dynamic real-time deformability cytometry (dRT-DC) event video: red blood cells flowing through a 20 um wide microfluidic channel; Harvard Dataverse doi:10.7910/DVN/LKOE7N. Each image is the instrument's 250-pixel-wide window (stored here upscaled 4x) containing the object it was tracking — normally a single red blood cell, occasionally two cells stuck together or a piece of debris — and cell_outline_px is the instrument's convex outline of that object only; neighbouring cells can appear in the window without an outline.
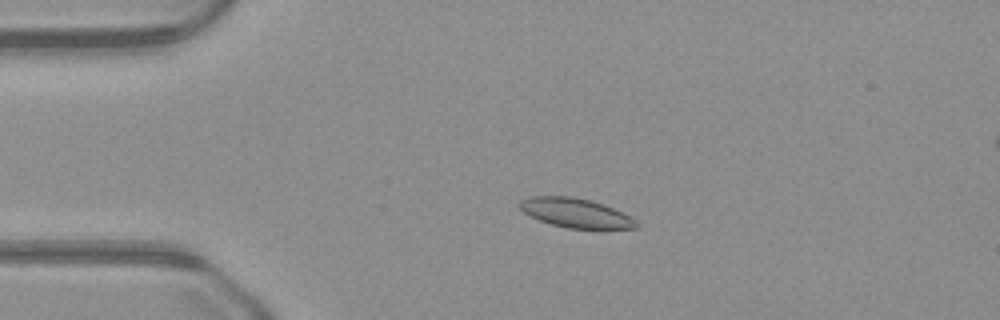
{"species": "common noctule bat (a hibernating species)", "species_latin": "Nyctalus noctula", "temperature_condition": "warm", "stored_images_in_passage": 51, "camera_frame_rate_fps": 3000, "um_per_image_px": 0.085, "animal": {"sex": "male", "body_mass_g": 23.1, "forearm_length_mm": 52.7}, "frame": {"image": 1, "passage_image": 12, "time_ms": 3.667, "image_size_px": [1000, 320], "cell_outline_px": [[640, 224], [636, 228], [568, 228], [552, 224], [540, 220], [524, 212], [516, 204], [520, 200], [528, 196], [572, 196], [592, 200], [604, 204], [636, 220]], "centroid_in_image_um": [48.89, 18.08], "position_along_channel_um": 36.1, "area_um2": 19.77}}
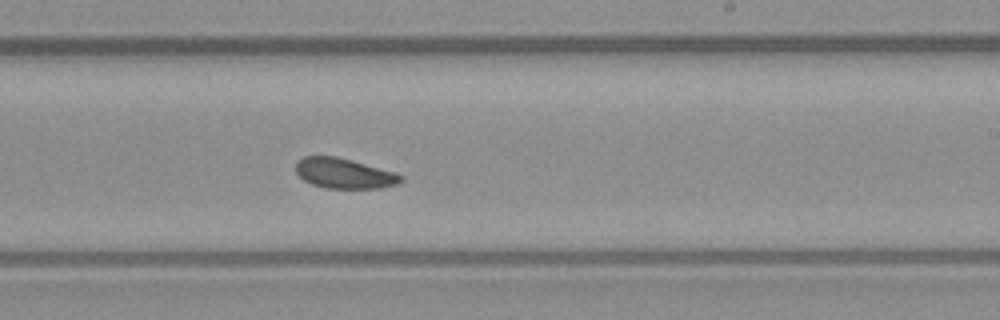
{"frame": {"image": 2, "passage_image": 31, "time_ms": 10.0, "image_size_px": [1000, 320], "cell_outline_px": [[404, 180], [396, 184], [380, 188], [324, 188], [312, 184], [304, 180], [296, 172], [296, 160], [304, 156], [336, 156], [352, 160], [396, 172], [404, 176]], "centroid_in_image_um": [29.26, 14.73], "position_along_channel_um": 259.7, "area_um2": 18.61}}
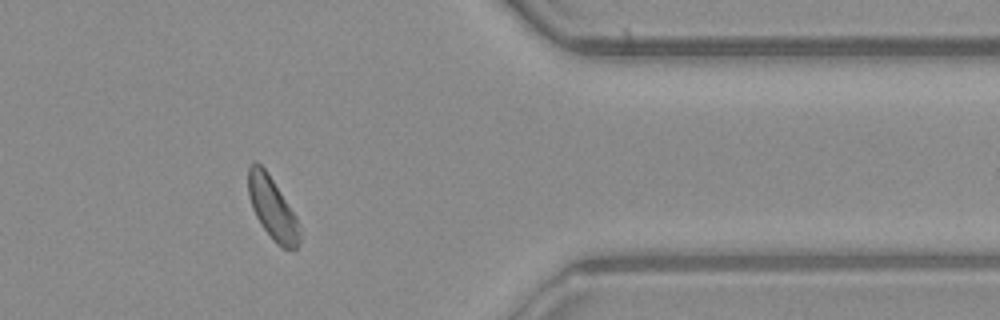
{"frame": {"image": 3, "passage_image": 42, "time_ms": 13.667, "image_size_px": [1000, 320], "cell_outline_px": [[300, 244], [296, 248], [284, 248], [276, 244], [260, 224], [252, 208], [248, 196], [248, 168], [256, 160], [264, 168], [296, 216], [300, 236]], "centroid_in_image_um": [23.13, 17.71], "position_along_channel_um": 388.3, "area_um2": 18.32}}